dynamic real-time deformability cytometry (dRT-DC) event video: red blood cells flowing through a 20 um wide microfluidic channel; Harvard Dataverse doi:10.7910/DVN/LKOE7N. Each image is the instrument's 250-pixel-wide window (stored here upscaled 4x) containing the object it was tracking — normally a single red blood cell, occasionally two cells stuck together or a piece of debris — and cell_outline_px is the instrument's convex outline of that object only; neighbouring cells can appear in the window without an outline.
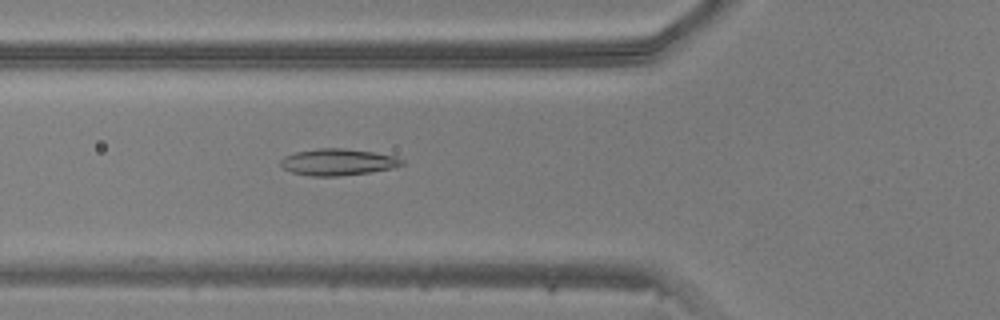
{"species": "common noctule bat (a hibernating species)", "species_latin": "Nyctalus noctula", "temperature_condition": "warm", "stored_images_in_passage": 37, "camera_frame_rate_fps": 3000, "um_per_image_px": 0.085, "animal": {"sex": "male", "body_mass_g": 20.5, "forearm_length_mm": 52.5}, "frame": {"image": 1, "passage_image": 6, "time_ms": 1.667, "image_size_px": [1000, 320], "cell_outline_px": [[404, 164], [392, 168], [368, 172], [340, 176], [312, 176], [292, 172], [284, 168], [280, 164], [280, 160], [284, 156], [296, 152], [320, 148], [340, 148], [372, 152], [396, 156], [404, 160]], "centroid_in_image_um": [28.72, 13.77], "position_along_channel_um": 97.1, "area_um2": 18.61}}
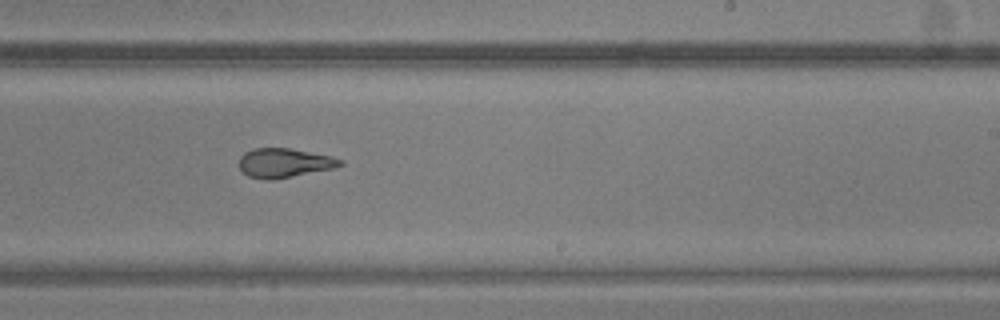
{"frame": {"image": 2, "passage_image": 18, "time_ms": 5.667, "image_size_px": [1000, 320], "cell_outline_px": [[344, 164], [332, 168], [272, 180], [264, 180], [248, 176], [240, 168], [240, 156], [244, 152], [252, 148], [288, 148], [332, 156], [344, 160]], "centroid_in_image_um": [24.15, 13.84], "position_along_channel_um": 264.9, "area_um2": 17.11}}
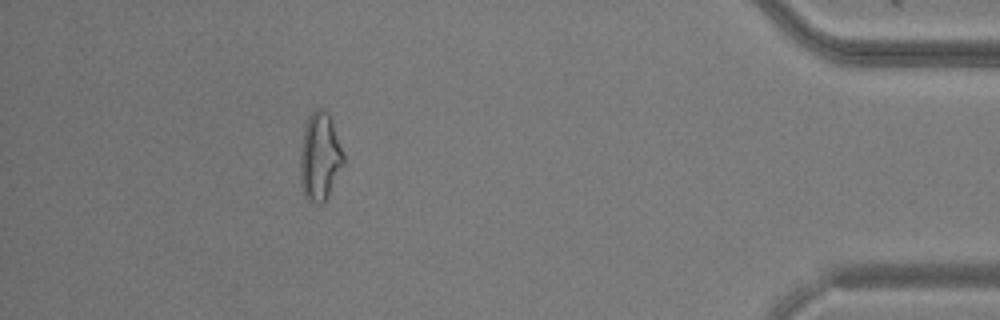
{"frame": {"image": 3, "passage_image": 32, "time_ms": 10.333, "image_size_px": [1000, 320], "cell_outline_px": [[344, 164], [328, 196], [320, 204], [316, 204], [308, 200], [304, 196], [300, 184], [300, 152], [304, 128], [308, 116], [316, 108], [320, 108], [328, 112], [344, 156]], "centroid_in_image_um": [27.16, 13.34], "position_along_channel_um": 408.0, "area_um2": 22.14}}